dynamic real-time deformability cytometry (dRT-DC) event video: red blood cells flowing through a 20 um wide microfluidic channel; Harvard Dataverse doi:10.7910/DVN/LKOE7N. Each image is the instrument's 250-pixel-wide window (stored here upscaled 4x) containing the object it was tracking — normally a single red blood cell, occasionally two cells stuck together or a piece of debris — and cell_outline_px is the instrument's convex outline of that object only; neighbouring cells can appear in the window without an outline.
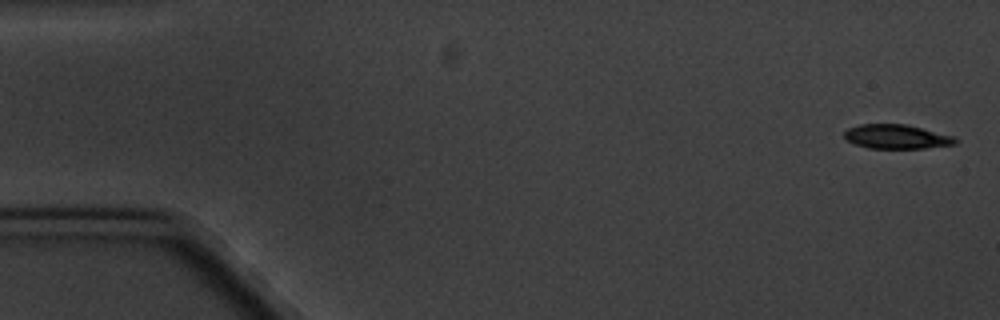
{"species": "common noctule bat (a hibernating species)", "species_latin": "Nyctalus noctula", "temperature_condition": "cold", "stored_images_in_passage": 5, "camera_frame_rate_fps": 3000, "um_per_image_px": 0.085, "animal": {"sex": "male", "body_mass_g": 20.1, "forearm_length_mm": 53.5}, "frame": {"image": 1, "passage_image": 1, "time_ms": 0.0, "image_size_px": [1000, 320], "cell_outline_px": [[960, 140], [956, 144], [924, 148], [868, 148], [844, 140], [844, 132], [848, 128], [860, 124], [908, 124], [952, 136]], "centroid_in_image_um": [76.19, 11.61], "position_along_channel_um": 8.8, "area_um2": 15.72}}
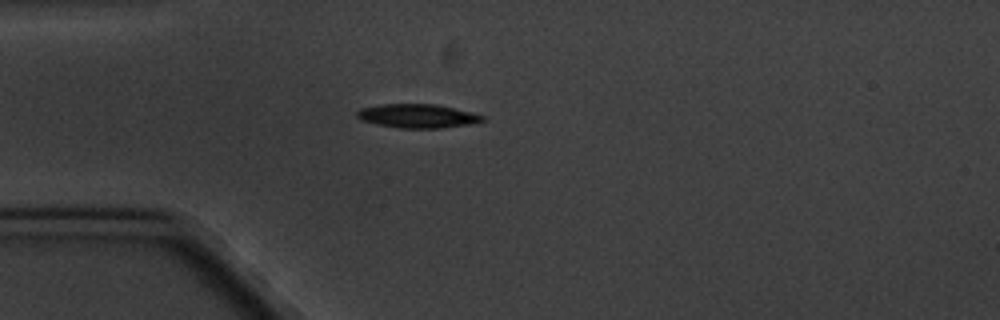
{"frame": {"image": 2, "passage_image": 5, "time_ms": 4.667, "image_size_px": [1000, 320], "cell_outline_px": [[484, 120], [468, 124], [440, 128], [400, 128], [376, 124], [360, 120], [356, 116], [356, 112], [360, 108], [380, 104], [436, 104], [472, 112], [484, 116]], "centroid_in_image_um": [35.44, 9.85], "position_along_channel_um": 49.6, "area_um2": 17.4}}